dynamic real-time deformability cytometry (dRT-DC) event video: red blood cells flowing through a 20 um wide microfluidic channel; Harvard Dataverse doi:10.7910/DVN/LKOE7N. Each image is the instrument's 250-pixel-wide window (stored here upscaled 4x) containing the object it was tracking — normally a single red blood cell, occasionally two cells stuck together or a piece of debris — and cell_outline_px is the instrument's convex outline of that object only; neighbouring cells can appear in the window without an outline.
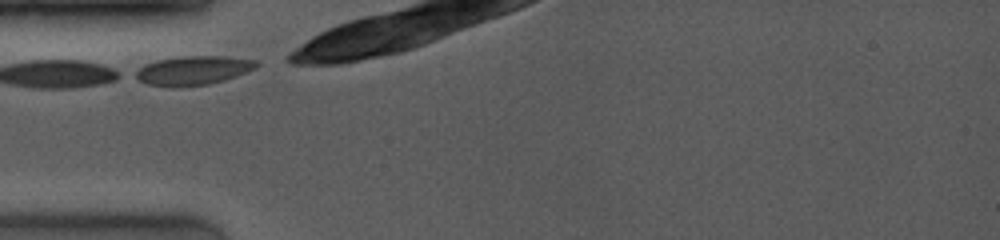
{"species": "common noctule bat (a hibernating species)", "species_latin": "Nyctalus noctula", "temperature_condition": "room temperature", "stored_images_in_passage": 6, "camera_frame_rate_fps": 4000, "um_per_image_px": 0.085, "animal": {"sex": "female", "body_mass_g": 19.0, "forearm_length_mm": 53.3}, "frame": {"image": 1, "passage_image": 1, "time_ms": 0.0, "image_size_px": [1000, 240], "cell_outline_px": [[260, 64], [256, 68], [236, 76], [224, 80], [208, 84], [172, 88], [148, 84], [132, 76], [132, 72], [144, 64], [156, 60], [180, 56], [224, 56], [256, 60]], "centroid_in_image_um": [16.37, 5.99], "position_along_channel_um": 68.6, "area_um2": 20.75}}